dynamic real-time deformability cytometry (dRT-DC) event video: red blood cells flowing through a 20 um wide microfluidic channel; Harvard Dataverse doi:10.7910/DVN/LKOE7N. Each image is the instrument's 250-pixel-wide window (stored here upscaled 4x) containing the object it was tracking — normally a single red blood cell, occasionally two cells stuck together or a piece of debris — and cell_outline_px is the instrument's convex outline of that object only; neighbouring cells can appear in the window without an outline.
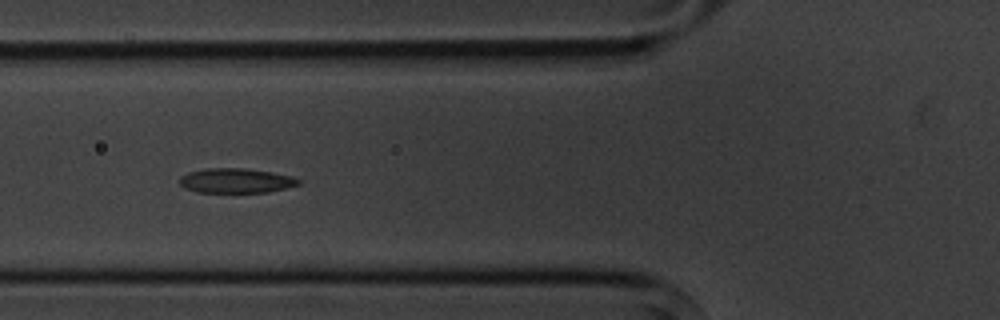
{"species": "common noctule bat (a hibernating species)", "species_latin": "Nyctalus noctula", "temperature_condition": "cold", "stored_images_in_passage": 5, "camera_frame_rate_fps": 3000, "um_per_image_px": 0.085, "animal": {"sex": "male", "body_mass_g": 20.1, "forearm_length_mm": 53.5}, "frame": {"image": 1, "passage_image": 5, "time_ms": 4.667, "image_size_px": [1000, 320], "cell_outline_px": [[300, 184], [268, 192], [196, 192], [184, 188], [180, 184], [180, 176], [188, 172], [204, 168], [244, 168], [292, 176], [300, 180]], "centroid_in_image_um": [20.01, 15.35], "position_along_channel_um": 105.8, "area_um2": 16.99}}